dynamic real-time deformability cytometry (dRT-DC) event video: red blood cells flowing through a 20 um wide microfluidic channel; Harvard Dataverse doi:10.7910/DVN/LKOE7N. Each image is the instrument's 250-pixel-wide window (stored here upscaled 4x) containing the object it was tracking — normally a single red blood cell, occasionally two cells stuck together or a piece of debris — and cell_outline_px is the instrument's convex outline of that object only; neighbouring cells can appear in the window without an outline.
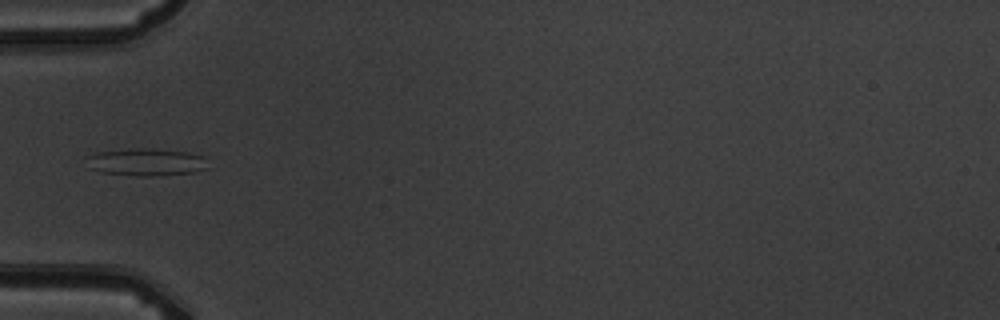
{"species": "common noctule bat (a hibernating species)", "species_latin": "Nyctalus noctula", "temperature_condition": "warm", "stored_images_in_passage": 9, "camera_frame_rate_fps": 3000, "um_per_image_px": 0.085, "animal": {"sex": "male", "body_mass_g": 19.5, "forearm_length_mm": 54.6}, "frame": {"image": 1, "passage_image": 6, "time_ms": 5.667, "image_size_px": [1000, 320], "cell_outline_px": [[212, 168], [196, 172], [156, 176], [136, 176], [100, 172], [88, 168], [84, 156], [96, 152], [136, 148], [152, 148], [188, 152], [204, 156]], "centroid_in_image_um": [12.45, 13.78], "position_along_channel_um": 72.6, "area_um2": 20.06}}
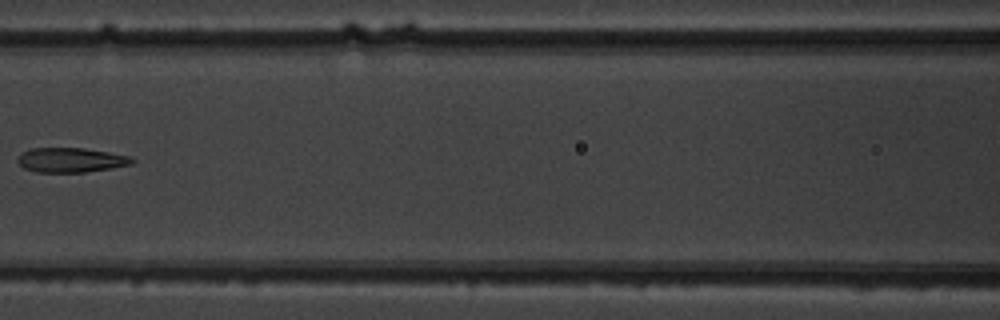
{"frame": {"image": 2, "passage_image": 8, "time_ms": 8.0, "image_size_px": [1000, 320], "cell_outline_px": [[136, 160], [132, 164], [112, 168], [84, 172], [36, 172], [24, 168], [16, 160], [24, 152], [32, 148], [84, 148], [108, 152], [128, 156]], "centroid_in_image_um": [6.04, 13.6], "position_along_channel_um": 160.6, "area_um2": 16.24}}
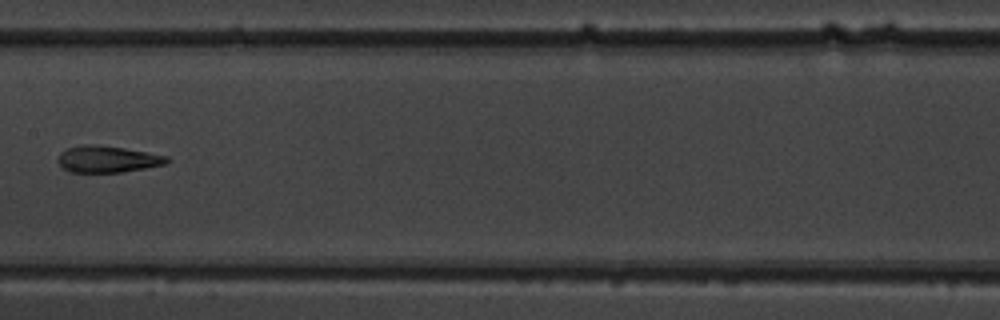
{"frame": {"image": 3, "passage_image": 9, "time_ms": 9.0, "image_size_px": [1000, 320], "cell_outline_px": [[168, 160], [164, 164], [144, 168], [120, 172], [68, 172], [60, 164], [60, 152], [68, 148], [84, 144], [96, 144], [124, 148], [168, 156]], "centroid_in_image_um": [9.12, 13.52], "position_along_channel_um": 198.3, "area_um2": 16.59}}